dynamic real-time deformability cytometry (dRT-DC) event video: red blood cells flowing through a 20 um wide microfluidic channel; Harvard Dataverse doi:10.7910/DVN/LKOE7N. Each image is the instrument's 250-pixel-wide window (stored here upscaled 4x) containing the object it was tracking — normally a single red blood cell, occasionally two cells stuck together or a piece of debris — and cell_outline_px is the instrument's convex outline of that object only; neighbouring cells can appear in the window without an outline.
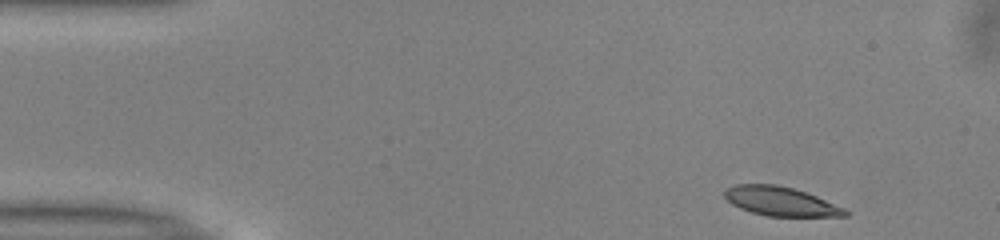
{"species": "common noctule bat (a hibernating species)", "species_latin": "Nyctalus noctula", "temperature_condition": "warm", "stored_images_in_passage": 47, "camera_frame_rate_fps": 3000, "um_per_image_px": 0.085, "animal": {"sex": "male", "body_mass_g": 13.0, "forearm_length_mm": 53.1}, "frame": {"image": 1, "passage_image": 1, "time_ms": 0.0, "image_size_px": [1000, 240], "cell_outline_px": [[852, 212], [848, 216], [768, 216], [752, 212], [740, 208], [732, 204], [724, 196], [724, 188], [736, 184], [776, 184], [792, 188], [816, 196], [844, 208]], "centroid_in_image_um": [66.35, 17.11], "position_along_channel_um": 18.7, "area_um2": 20.35}}
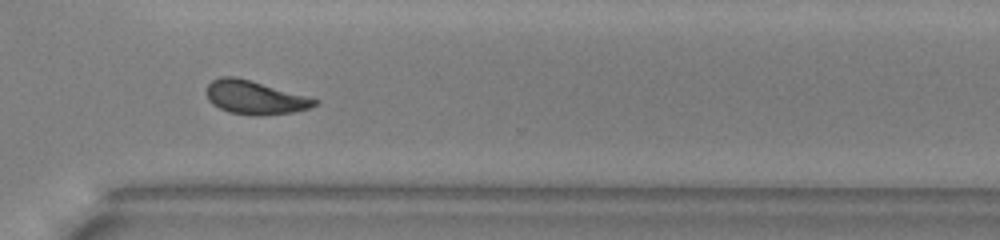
{"frame": {"image": 2, "passage_image": 33, "time_ms": 10.667, "image_size_px": [1000, 240], "cell_outline_px": [[320, 100], [316, 104], [308, 108], [292, 112], [260, 116], [256, 116], [228, 112], [212, 104], [208, 100], [204, 92], [204, 88], [212, 80], [220, 76], [236, 76]], "centroid_in_image_um": [21.58, 8.28], "position_along_channel_um": 349.0, "area_um2": 21.21}}
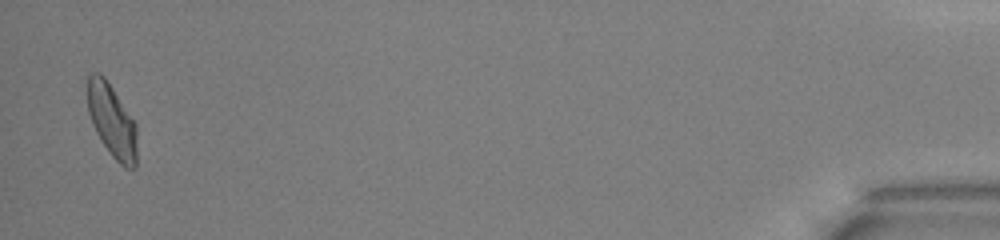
{"frame": {"image": 3, "passage_image": 46, "time_ms": 15.0, "image_size_px": [1000, 240], "cell_outline_px": [[136, 168], [124, 168], [112, 156], [100, 140], [92, 124], [88, 112], [84, 84], [88, 76], [92, 72], [100, 72], [104, 76], [136, 124]], "centroid_in_image_um": [9.45, 10.22], "position_along_channel_um": 425.7, "area_um2": 21.44}, "authors_computed_cell_mechanics": {"area_um2": 21.2126, "velocity_mm_per_s": 3.9656, "shape_relaxation_time_tau1_ms": 6.3325, "shape_relaxation_time_tau2_ms": 3.6486, "deformation_change_tau1": 0.1721, "deformation_change_tau2": 0.0773}}